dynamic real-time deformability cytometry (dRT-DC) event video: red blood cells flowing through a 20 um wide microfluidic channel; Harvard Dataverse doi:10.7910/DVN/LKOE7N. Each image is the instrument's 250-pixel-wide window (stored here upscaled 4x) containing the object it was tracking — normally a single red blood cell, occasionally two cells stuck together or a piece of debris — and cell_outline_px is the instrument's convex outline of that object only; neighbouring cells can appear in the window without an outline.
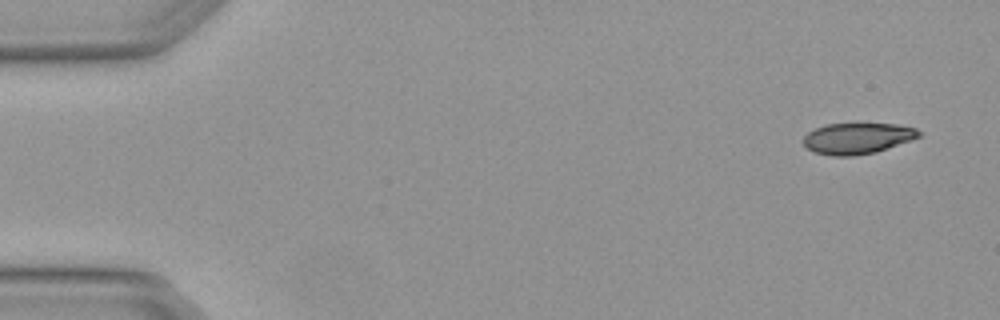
{"species": "Egyptian fruit bat (a non-hibernating species)", "species_latin": "Rousettus aegyptiacus", "temperature_condition": "warm", "stored_images_in_passage": 4, "camera_frame_rate_fps": 3000, "um_per_image_px": 0.085, "animal": {"sex": "female"}, "frame": {"image": 1, "passage_image": 1, "time_ms": 0.0, "image_size_px": [1000, 320], "cell_outline_px": [[920, 136], [912, 140], [876, 152], [856, 156], [832, 156], [812, 152], [804, 144], [804, 136], [808, 132], [816, 128], [828, 124], [856, 120], [896, 124], [916, 128], [920, 132]], "centroid_in_image_um": [72.89, 11.71], "position_along_channel_um": 12.1, "area_um2": 21.85}}